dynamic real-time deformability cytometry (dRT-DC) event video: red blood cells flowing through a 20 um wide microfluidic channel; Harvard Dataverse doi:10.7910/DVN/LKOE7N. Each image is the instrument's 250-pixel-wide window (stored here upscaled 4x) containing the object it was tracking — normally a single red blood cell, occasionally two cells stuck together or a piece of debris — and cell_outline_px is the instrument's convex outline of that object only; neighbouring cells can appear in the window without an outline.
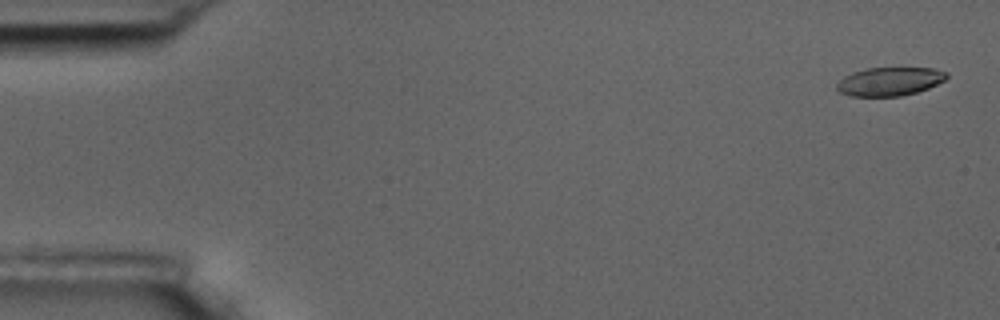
{"species": "common noctule bat (a hibernating species)", "species_latin": "Nyctalus noctula", "temperature_condition": "room temperature", "stored_images_in_passage": 56, "camera_frame_rate_fps": 3000, "um_per_image_px": 0.085, "animal": {"sex": "male", "body_mass_g": 17.5, "forearm_length_mm": 52.3}, "frame": {"image": 1, "passage_image": 2, "time_ms": 0.333, "image_size_px": [1000, 320], "cell_outline_px": [[948, 76], [944, 80], [928, 88], [916, 92], [900, 96], [848, 96], [840, 92], [836, 88], [836, 84], [844, 76], [852, 72], [868, 68], [932, 68], [948, 72]], "centroid_in_image_um": [75.6, 6.92], "position_along_channel_um": 9.4, "area_um2": 18.21}}
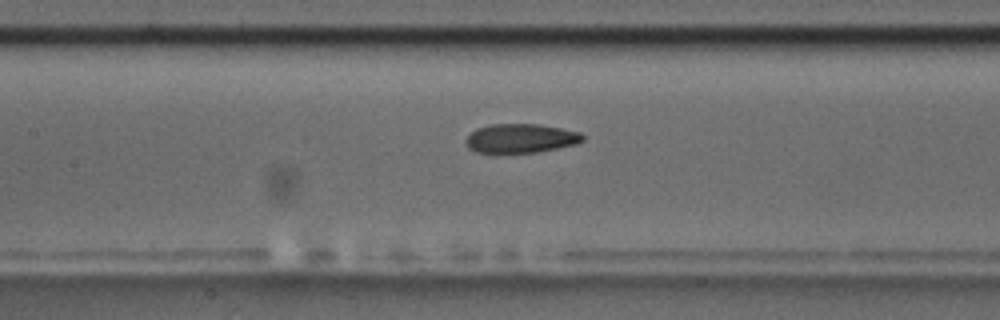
{"frame": {"image": 2, "passage_image": 26, "time_ms": 8.333, "image_size_px": [1000, 320], "cell_outline_px": [[584, 140], [576, 144], [536, 152], [496, 156], [476, 152], [468, 148], [464, 140], [476, 128], [488, 124], [540, 124], [580, 132], [584, 136]], "centroid_in_image_um": [44.18, 11.8], "position_along_channel_um": 163.2, "area_um2": 20.58}}
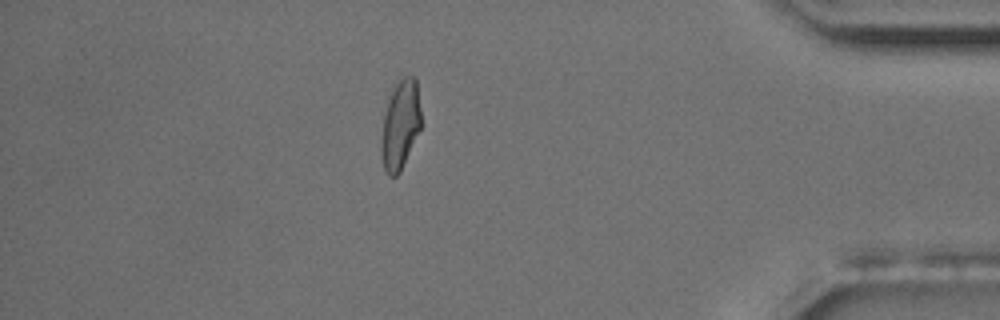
{"frame": {"image": 3, "passage_image": 49, "time_ms": 16.0, "image_size_px": [1000, 320], "cell_outline_px": [[420, 128], [400, 172], [396, 176], [388, 176], [384, 168], [380, 152], [380, 148], [384, 116], [388, 100], [396, 84], [404, 76], [416, 76], [420, 108]], "centroid_in_image_um": [34.02, 10.62], "position_along_channel_um": 401.2, "area_um2": 20.35}, "authors_computed_cell_mechanics": {"area_um2": 20.3745, "velocity_mm_per_s": 3.6223, "shape_relaxation_time_tau1_ms": 7.058, "shape_relaxation_time_tau2_ms": 1.7662, "deformation_change_tau1": 0.1816, "deformation_change_tau2": 0.0884}}